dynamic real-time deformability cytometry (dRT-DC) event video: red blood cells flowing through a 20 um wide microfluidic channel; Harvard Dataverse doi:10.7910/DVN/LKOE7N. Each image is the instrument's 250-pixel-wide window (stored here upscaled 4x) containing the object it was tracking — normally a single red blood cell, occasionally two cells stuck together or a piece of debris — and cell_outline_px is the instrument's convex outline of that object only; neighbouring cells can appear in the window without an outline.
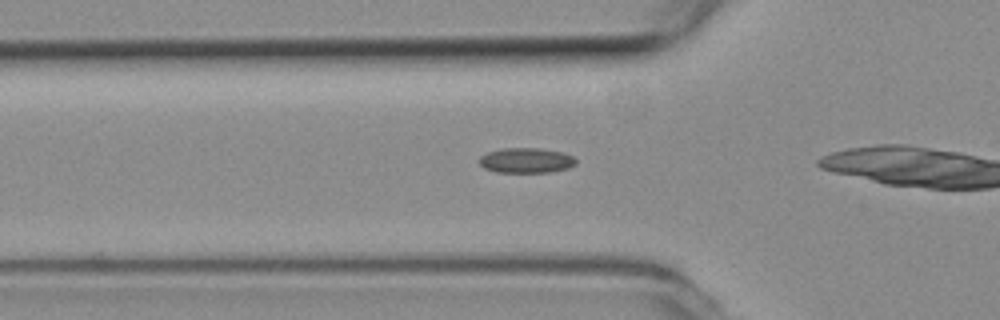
{"species": "common noctule bat (a hibernating species)", "species_latin": "Nyctalus noctula", "temperature_condition": "room temperature", "stored_images_in_passage": 38, "camera_frame_rate_fps": 3000, "um_per_image_px": 0.085, "animal": {"sex": "female", "body_mass_g": 19.3, "forearm_length_mm": 54.1}, "frame": {"image": 1, "passage_image": 14, "time_ms": 4.333, "image_size_px": [1000, 320], "cell_outline_px": [[576, 164], [568, 168], [552, 172], [496, 172], [484, 168], [480, 164], [480, 156], [488, 152], [504, 148], [540, 148], [560, 152], [572, 156], [576, 160]], "centroid_in_image_um": [44.72, 13.64], "position_along_channel_um": 81.1, "area_um2": 14.05}}
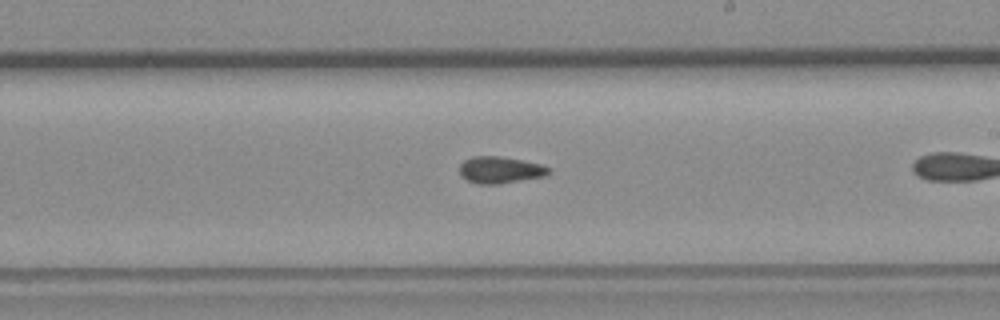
{"frame": {"image": 2, "passage_image": 27, "time_ms": 8.667, "image_size_px": [1000, 320], "cell_outline_px": [[552, 168], [544, 176], [496, 184], [476, 184], [460, 176], [460, 164], [464, 160], [472, 156], [496, 156], [520, 160], [540, 164]], "centroid_in_image_um": [42.47, 14.44], "position_along_channel_um": 246.5, "area_um2": 13.7}}
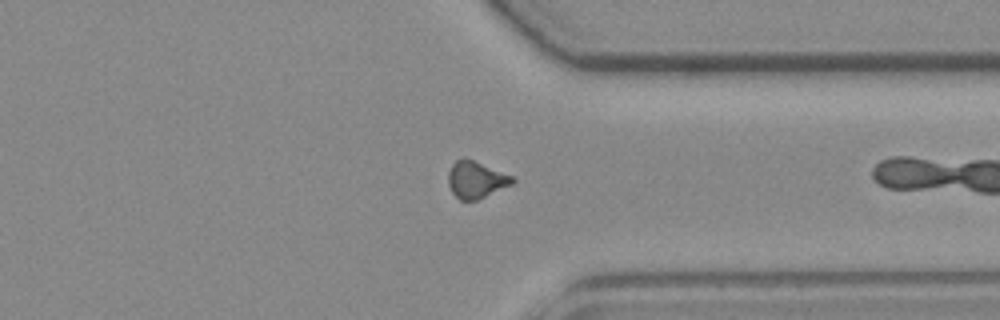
{"frame": {"image": 3, "passage_image": 37, "time_ms": 12.0, "image_size_px": [1000, 320], "cell_outline_px": [[516, 180], [512, 184], [476, 200], [460, 200], [452, 192], [448, 184], [448, 172], [452, 164], [456, 160], [464, 156], [512, 176]], "centroid_in_image_um": [40.43, 15.25], "position_along_channel_um": 371.0, "area_um2": 13.7}}